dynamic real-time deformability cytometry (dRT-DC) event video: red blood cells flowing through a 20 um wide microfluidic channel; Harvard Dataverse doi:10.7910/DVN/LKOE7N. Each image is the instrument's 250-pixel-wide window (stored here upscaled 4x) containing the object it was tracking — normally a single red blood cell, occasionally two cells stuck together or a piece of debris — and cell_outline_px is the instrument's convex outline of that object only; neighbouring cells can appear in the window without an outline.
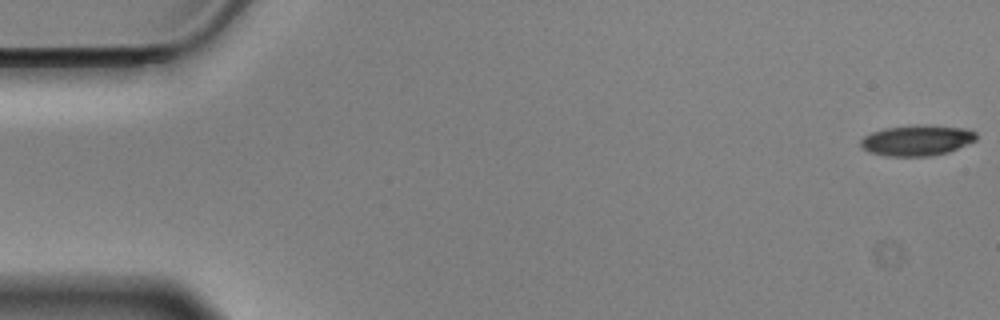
{"species": "Egyptian fruit bat (a non-hibernating species)", "species_latin": "Rousettus aegyptiacus", "temperature_condition": "cold", "stored_images_in_passage": 57, "camera_frame_rate_fps": 3000, "um_per_image_px": 0.085, "animal": {"sex": "male"}, "frame": {"image": 1, "passage_image": 1, "time_ms": 0.0, "image_size_px": [1000, 320], "cell_outline_px": [[976, 140], [948, 152], [932, 156], [884, 156], [868, 152], [860, 144], [860, 140], [864, 136], [872, 132], [884, 128], [924, 124], [968, 128], [976, 132]], "centroid_in_image_um": [77.94, 11.92], "position_along_channel_um": 7.1, "area_um2": 20.81}}
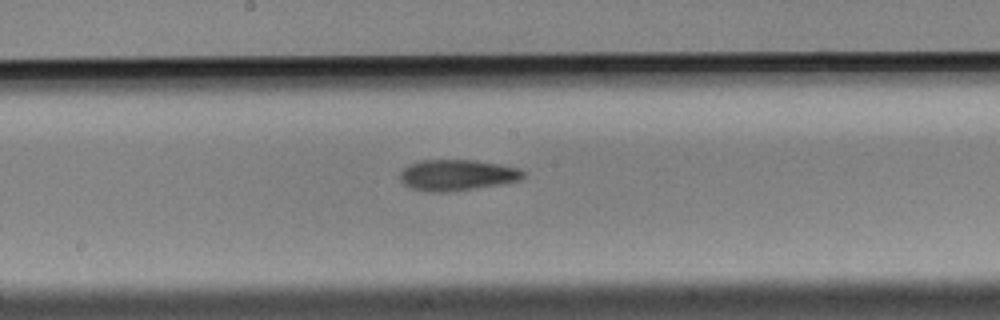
{"frame": {"image": 2, "passage_image": 30, "time_ms": 9.667, "image_size_px": [1000, 320], "cell_outline_px": [[524, 176], [520, 180], [504, 184], [448, 192], [428, 192], [408, 188], [400, 180], [400, 172], [408, 164], [420, 160], [472, 160], [500, 164], [520, 168], [524, 172]], "centroid_in_image_um": [38.83, 14.89], "position_along_channel_um": 209.4, "area_um2": 22.54}}
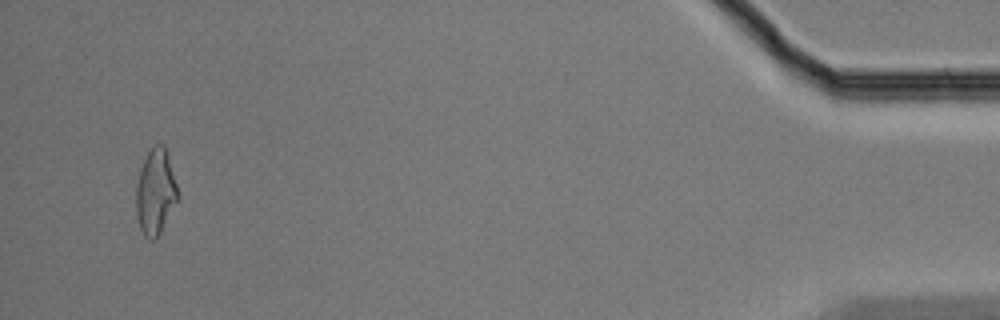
{"frame": {"image": 3, "passage_image": 55, "time_ms": 18.0, "image_size_px": [1000, 320], "cell_outline_px": [[176, 200], [160, 232], [152, 240], [148, 240], [144, 236], [140, 228], [136, 212], [136, 184], [140, 168], [148, 152], [156, 144], [164, 144], [168, 156], [176, 184]], "centroid_in_image_um": [13.17, 16.3], "position_along_channel_um": 422.0, "area_um2": 20.11}, "authors_computed_cell_mechanics": {"area_um2": 21.2126, "velocity_mm_per_s": 3.5114, "shape_relaxation_time_tau1_ms": 7.3853, "shape_relaxation_time_tau2_ms": 4.5903, "deformation_change_tau1": 0.1574, "deformation_change_tau2": 0.1373}}